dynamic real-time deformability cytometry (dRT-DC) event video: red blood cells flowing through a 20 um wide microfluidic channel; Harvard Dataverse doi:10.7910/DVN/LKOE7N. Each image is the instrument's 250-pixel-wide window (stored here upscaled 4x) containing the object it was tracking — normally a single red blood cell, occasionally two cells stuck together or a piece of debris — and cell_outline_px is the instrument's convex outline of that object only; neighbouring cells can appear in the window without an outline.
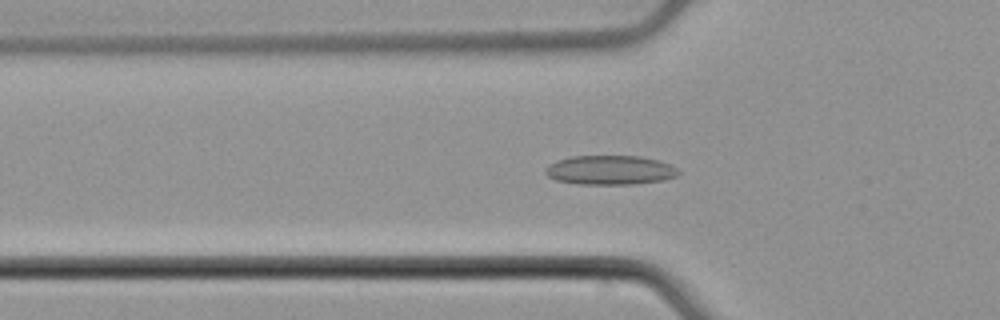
{"species": "common noctule bat (a hibernating species)", "species_latin": "Nyctalus noctula", "temperature_condition": "cold", "stored_images_in_passage": 54, "camera_frame_rate_fps": 3000, "um_per_image_px": 0.085, "animal": {"sex": "male", "body_mass_g": 21.5, "forearm_length_mm": 52.0}, "frame": {"image": 1, "passage_image": 18, "time_ms": 5.667, "image_size_px": [1000, 320], "cell_outline_px": [[680, 172], [676, 176], [664, 180], [632, 184], [576, 184], [556, 180], [548, 176], [544, 172], [544, 168], [548, 164], [556, 160], [572, 156], [640, 156], [660, 160], [676, 168]], "centroid_in_image_um": [51.82, 14.45], "position_along_channel_um": 74.0, "area_um2": 22.83}}
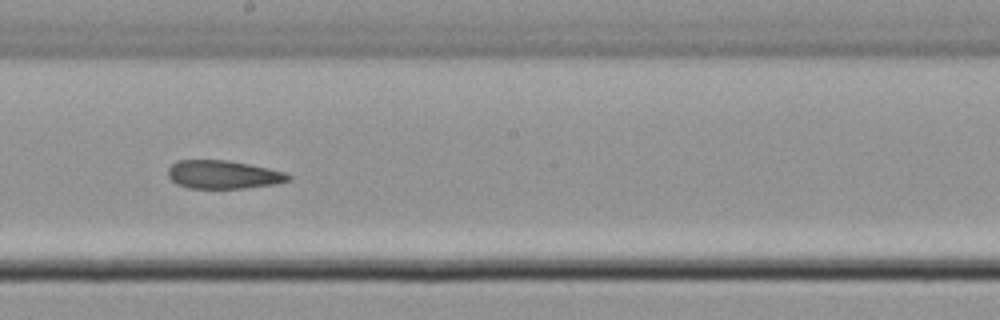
{"frame": {"image": 2, "passage_image": 30, "time_ms": 9.667, "image_size_px": [1000, 320], "cell_outline_px": [[292, 180], [276, 184], [244, 188], [188, 188], [176, 184], [168, 176], [168, 168], [176, 160], [228, 160], [268, 168], [284, 172], [292, 176]], "centroid_in_image_um": [18.98, 14.84], "position_along_channel_um": 229.2, "area_um2": 19.94}}
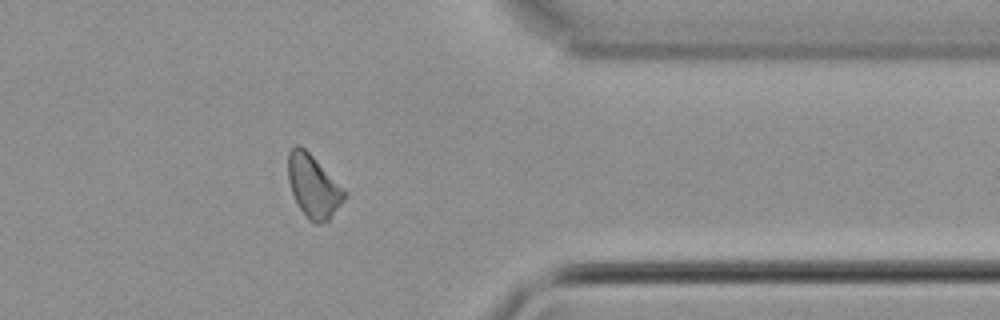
{"frame": {"image": 3, "passage_image": 43, "time_ms": 14.0, "image_size_px": [1000, 320], "cell_outline_px": [[348, 192], [344, 200], [328, 220], [320, 224], [316, 224], [308, 220], [304, 216], [292, 192], [288, 180], [288, 152], [296, 144], [300, 144]], "centroid_in_image_um": [26.63, 15.84], "position_along_channel_um": 384.8, "area_um2": 20.46}, "authors_computed_cell_mechanics": {"area_um2": 20.6057, "velocity_mm_per_s": 3.8952, "shape_relaxation_time_tau1_ms": null, "shape_relaxation_time_tau2_ms": 9.379, "deformation_change_tau1": null, "deformation_change_tau2": 0.1907}}